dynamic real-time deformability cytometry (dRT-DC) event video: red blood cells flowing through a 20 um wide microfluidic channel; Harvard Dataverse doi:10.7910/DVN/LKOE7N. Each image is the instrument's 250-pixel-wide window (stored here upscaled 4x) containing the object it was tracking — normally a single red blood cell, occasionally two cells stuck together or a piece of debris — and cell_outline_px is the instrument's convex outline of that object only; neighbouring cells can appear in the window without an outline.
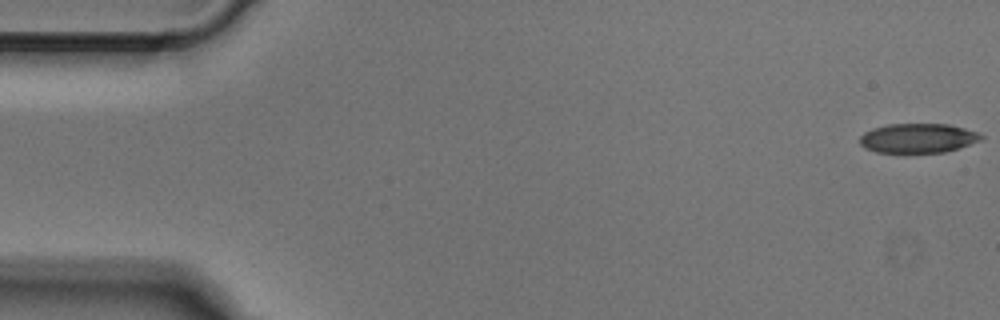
{"species": "Egyptian fruit bat (a non-hibernating species)", "species_latin": "Rousettus aegyptiacus", "temperature_condition": "cold", "stored_images_in_passage": 50, "camera_frame_rate_fps": 3000, "um_per_image_px": 0.085, "animal": {"sex": "male"}, "frame": {"image": 1, "passage_image": 1, "time_ms": 0.0, "image_size_px": [1000, 320], "cell_outline_px": [[984, 136], [980, 140], [960, 148], [944, 152], [876, 152], [864, 148], [860, 144], [860, 136], [864, 132], [872, 128], [888, 124], [948, 124], [980, 132]], "centroid_in_image_um": [78.03, 11.74], "position_along_channel_um": 7.0, "area_um2": 20.87}}
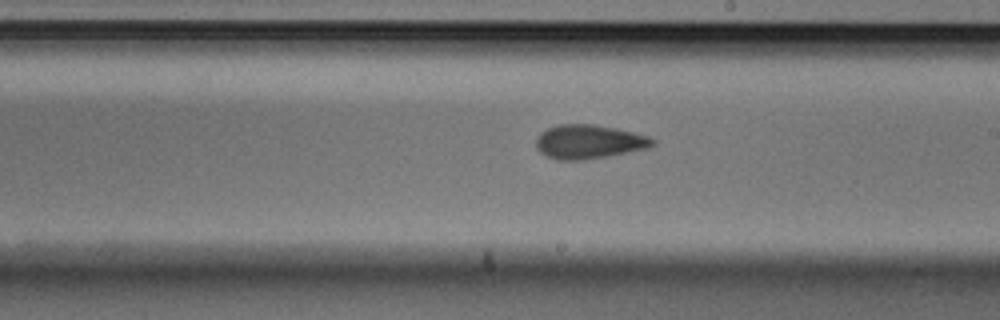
{"frame": {"image": 2, "passage_image": 28, "time_ms": 9.0, "image_size_px": [1000, 320], "cell_outline_px": [[656, 144], [648, 148], [608, 156], [584, 160], [556, 160], [540, 152], [536, 148], [536, 140], [540, 132], [548, 128], [560, 124], [592, 124], [616, 128], [648, 136], [656, 140]], "centroid_in_image_um": [50.06, 12.05], "position_along_channel_um": 238.9, "area_um2": 23.12}}
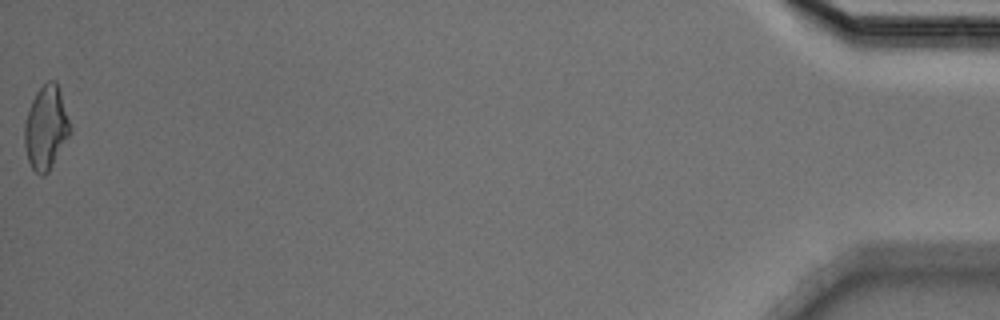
{"frame": {"image": 3, "passage_image": 50, "time_ms": 16.333, "image_size_px": [1000, 320], "cell_outline_px": [[72, 132], [48, 172], [44, 176], [40, 176], [32, 168], [28, 160], [24, 144], [24, 124], [28, 108], [36, 92], [48, 80], [56, 80], [72, 128]], "centroid_in_image_um": [3.91, 10.86], "position_along_channel_um": 431.3, "area_um2": 22.31}}